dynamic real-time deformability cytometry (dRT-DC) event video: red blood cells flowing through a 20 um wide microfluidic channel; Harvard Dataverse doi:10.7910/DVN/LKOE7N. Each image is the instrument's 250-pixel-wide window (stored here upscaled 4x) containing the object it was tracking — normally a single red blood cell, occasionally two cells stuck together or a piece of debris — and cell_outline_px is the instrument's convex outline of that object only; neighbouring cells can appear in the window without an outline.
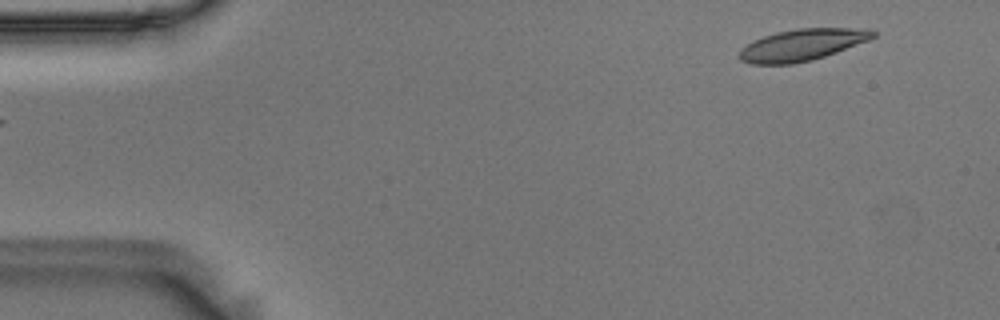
{"species": "Egyptian fruit bat (a non-hibernating species)", "species_latin": "Rousettus aegyptiacus", "temperature_condition": "room temperature", "stored_images_in_passage": 51, "camera_frame_rate_fps": 3000, "um_per_image_px": 0.085, "animal": {"sex": "male"}, "frame": {"image": 1, "passage_image": 1, "time_ms": 0.0, "image_size_px": [1000, 320], "cell_outline_px": [[876, 36], [868, 40], [836, 52], [812, 60], [792, 64], [752, 64], [740, 60], [740, 48], [752, 40], [776, 32], [796, 28], [872, 28], [876, 32]], "centroid_in_image_um": [68.18, 3.8], "position_along_channel_um": 16.8, "area_um2": 24.74}}
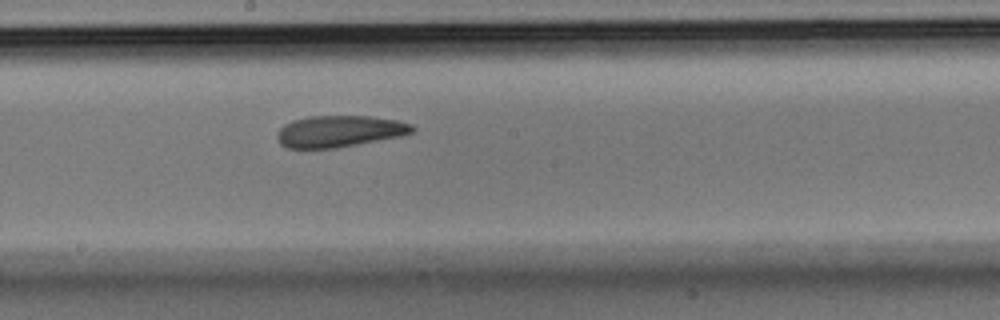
{"frame": {"image": 2, "passage_image": 26, "time_ms": 8.333, "image_size_px": [1000, 320], "cell_outline_px": [[416, 128], [412, 132], [404, 136], [336, 148], [288, 148], [280, 144], [276, 136], [280, 128], [284, 124], [292, 120], [308, 116], [372, 116], [396, 120], [412, 124]], "centroid_in_image_um": [28.87, 11.16], "position_along_channel_um": 219.3, "area_um2": 25.09}}
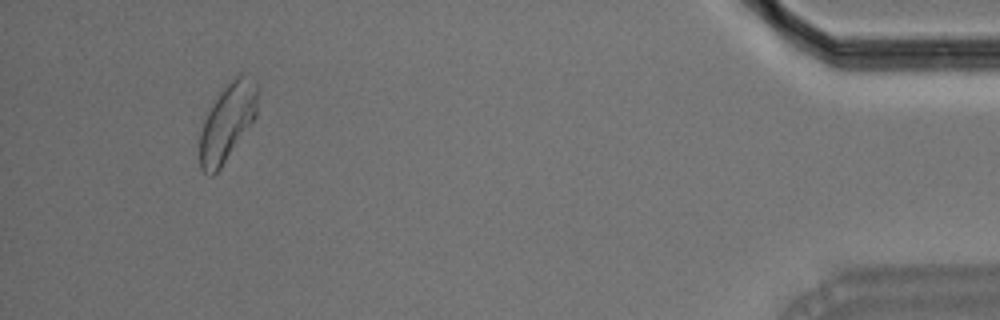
{"frame": {"image": 3, "passage_image": 48, "time_ms": 15.667, "image_size_px": [1000, 320], "cell_outline_px": [[256, 116], [220, 168], [212, 176], [208, 176], [200, 168], [200, 132], [204, 120], [208, 112], [220, 92], [240, 72], [256, 80]], "centroid_in_image_um": [19.31, 10.4], "position_along_channel_um": 415.9, "area_um2": 25.43}, "authors_computed_cell_mechanics": {"area_um2": 25.3164, "velocity_mm_per_s": 3.6064, "shape_relaxation_time_tau1_ms": 6.4841, "shape_relaxation_time_tau2_ms": 6.9517, "deformation_change_tau1": 0.1432, "deformation_change_tau2": 0.1153}}